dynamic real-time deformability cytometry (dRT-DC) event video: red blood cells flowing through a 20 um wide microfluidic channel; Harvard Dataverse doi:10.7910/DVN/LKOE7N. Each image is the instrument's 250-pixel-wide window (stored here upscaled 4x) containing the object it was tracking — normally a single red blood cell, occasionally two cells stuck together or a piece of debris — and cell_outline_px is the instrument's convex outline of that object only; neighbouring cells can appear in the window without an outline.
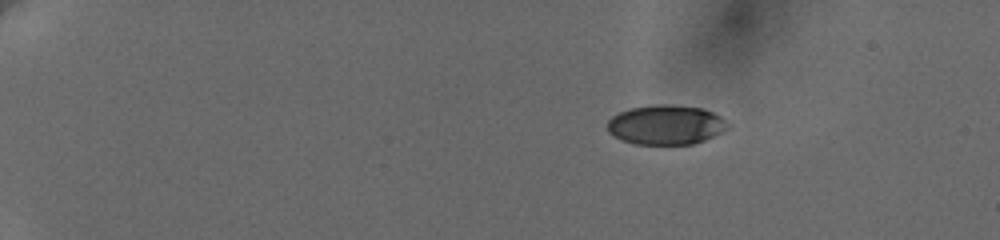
{"species": "human", "species_latin": "Homo sapiens", "temperature_condition": "cold", "stored_images_in_passage": 15, "camera_frame_rate_fps": 3000, "um_per_image_px": 0.085, "donor": {"sex": "female"}, "frame": {"image": 1, "passage_image": 1, "time_ms": 0.0, "image_size_px": [1000, 240], "cell_outline_px": [[728, 128], [704, 140], [692, 144], [636, 144], [624, 140], [608, 132], [608, 120], [612, 116], [620, 112], [632, 108], [652, 104], [668, 104], [704, 108], [720, 116], [728, 124]], "centroid_in_image_um": [56.6, 10.59], "position_along_channel_um": 28.4, "area_um2": 27.51}}
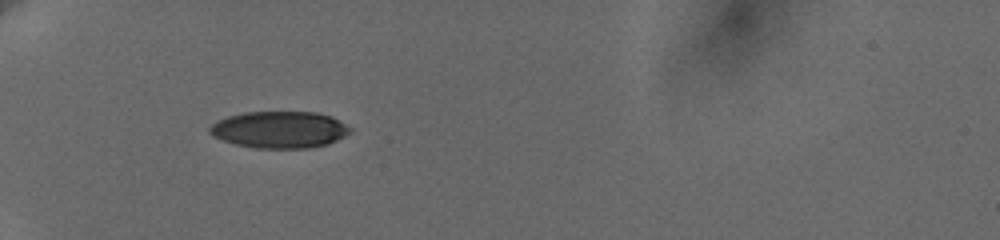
{"frame": {"image": 2, "passage_image": 14, "time_ms": 3.667, "image_size_px": [1000, 240], "cell_outline_px": [[352, 132], [328, 144], [308, 148], [256, 148], [236, 144], [212, 136], [208, 132], [208, 128], [216, 120], [228, 116], [244, 112], [316, 112], [332, 116], [352, 128]], "centroid_in_image_um": [23.76, 11.01], "position_along_channel_um": 61.2, "area_um2": 30.23}}